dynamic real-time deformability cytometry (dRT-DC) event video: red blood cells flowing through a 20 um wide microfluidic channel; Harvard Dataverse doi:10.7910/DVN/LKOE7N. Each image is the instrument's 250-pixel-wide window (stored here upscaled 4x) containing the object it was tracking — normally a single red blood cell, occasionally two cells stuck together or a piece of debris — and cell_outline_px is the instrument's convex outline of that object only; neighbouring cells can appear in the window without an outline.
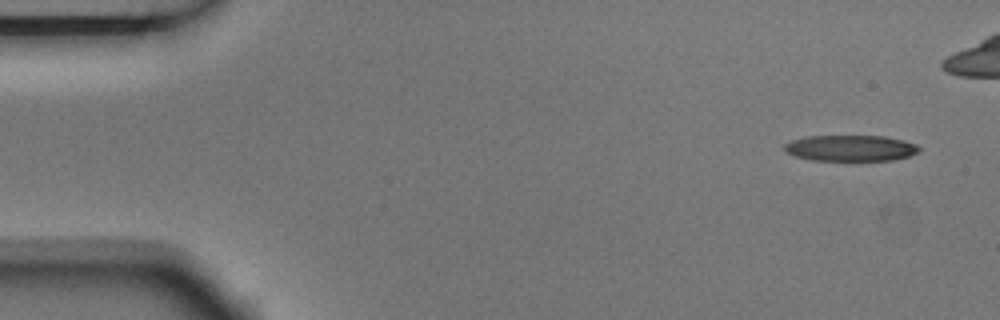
{"species": "Egyptian fruit bat (a non-hibernating species)", "species_latin": "Rousettus aegyptiacus", "temperature_condition": "room temperature", "stored_images_in_passage": 5, "camera_frame_rate_fps": 3000, "um_per_image_px": 0.085, "animal": {"sex": "male"}, "frame": {"image": 1, "passage_image": 1, "time_ms": 0.0, "image_size_px": [1000, 320], "cell_outline_px": [[920, 152], [908, 156], [892, 160], [812, 160], [796, 156], [788, 152], [784, 148], [784, 144], [792, 140], [804, 136], [884, 136], [904, 140], [916, 144], [920, 148]], "centroid_in_image_um": [72.32, 12.58], "position_along_channel_um": 12.7, "area_um2": 20.35}}